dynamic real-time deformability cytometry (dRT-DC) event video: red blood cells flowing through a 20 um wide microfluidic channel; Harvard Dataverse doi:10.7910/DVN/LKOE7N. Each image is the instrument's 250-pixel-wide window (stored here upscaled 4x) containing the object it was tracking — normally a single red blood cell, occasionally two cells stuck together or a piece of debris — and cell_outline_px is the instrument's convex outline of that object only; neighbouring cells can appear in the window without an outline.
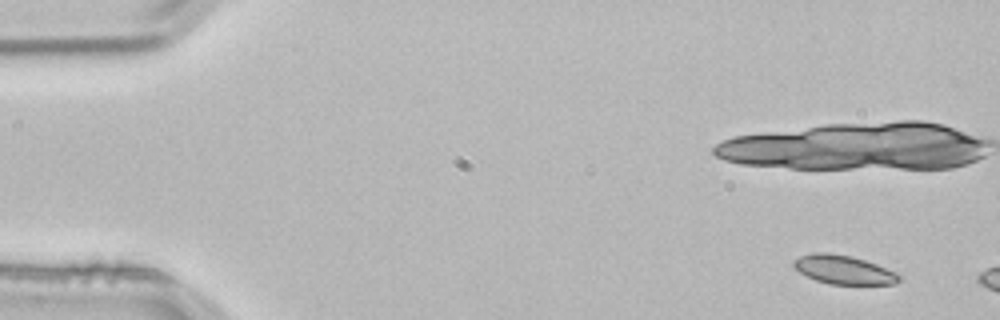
{"species": "common noctule bat (a hibernating species)", "species_latin": "Nyctalus noctula", "temperature_condition": "room temperature", "stored_images_in_passage": 2, "camera_frame_rate_fps": 3000, "um_per_image_px": 0.085, "animal": {"sex": "male", "body_mass_g": 21.5, "forearm_length_mm": 52.0}, "frame": {"image": 1, "passage_image": 1, "time_ms": 0.0, "image_size_px": [1000, 320], "cell_outline_px": [[900, 280], [892, 284], [828, 284], [816, 280], [800, 272], [792, 264], [792, 260], [800, 256], [812, 252], [828, 252], [852, 256], [876, 264], [896, 272], [900, 276]], "centroid_in_image_um": [71.68, 22.91], "position_along_channel_um": 13.3, "area_um2": 17.63}}